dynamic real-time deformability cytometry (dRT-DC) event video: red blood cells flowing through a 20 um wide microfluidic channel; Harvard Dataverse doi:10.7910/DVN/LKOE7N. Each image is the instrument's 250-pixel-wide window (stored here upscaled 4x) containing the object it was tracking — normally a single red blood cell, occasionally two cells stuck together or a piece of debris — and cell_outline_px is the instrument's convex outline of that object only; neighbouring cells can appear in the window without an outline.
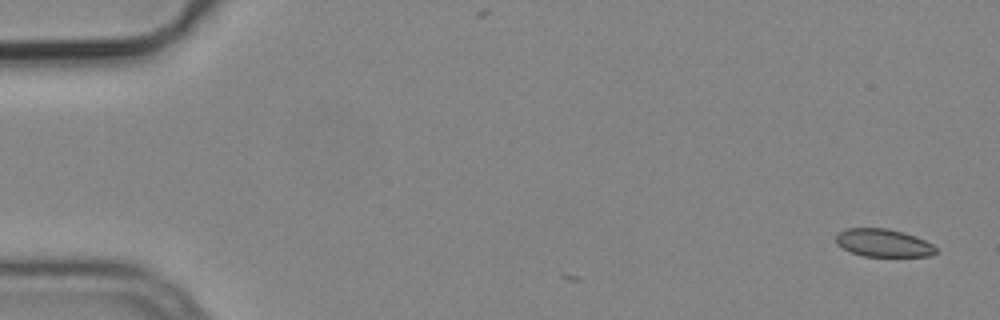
{"species": "common noctule bat (a hibernating species)", "species_latin": "Nyctalus noctula", "temperature_condition": "cold", "stored_images_in_passage": 3, "camera_frame_rate_fps": 3000, "um_per_image_px": 0.085, "animal": {"sex": "male", "body_mass_g": 19.2, "forearm_length_mm": 51.8}, "frame": {"image": 1, "passage_image": 3, "time_ms": 0.667, "image_size_px": [1000, 320], "cell_outline_px": [[936, 252], [932, 256], [864, 256], [852, 252], [836, 244], [836, 236], [840, 232], [848, 228], [888, 228], [904, 232], [916, 236], [932, 244], [936, 248]], "centroid_in_image_um": [75.11, 20.64], "position_along_channel_um": 9.9, "area_um2": 16.13}}